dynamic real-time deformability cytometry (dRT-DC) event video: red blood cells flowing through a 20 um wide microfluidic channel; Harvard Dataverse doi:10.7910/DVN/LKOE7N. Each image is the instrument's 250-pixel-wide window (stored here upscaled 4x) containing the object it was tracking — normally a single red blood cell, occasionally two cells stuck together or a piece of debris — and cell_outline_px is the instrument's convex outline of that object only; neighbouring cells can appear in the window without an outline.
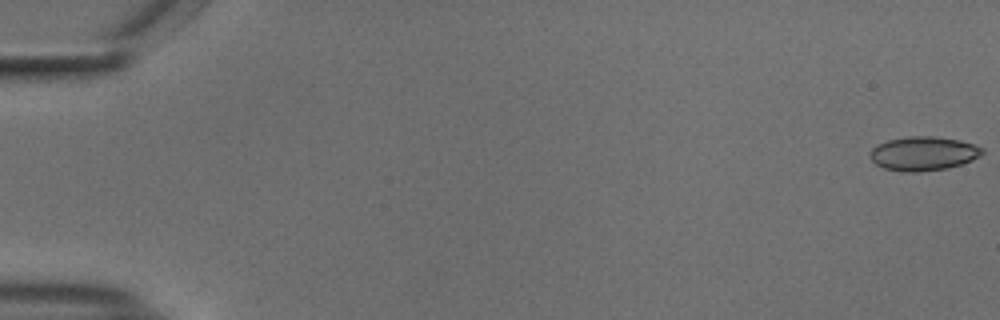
{"species": "common noctule bat (a hibernating species)", "species_latin": "Nyctalus noctula", "temperature_condition": "cold", "stored_images_in_passage": 55, "camera_frame_rate_fps": 3000, "um_per_image_px": 0.085, "animal": {"sex": "male", "body_mass_g": 18.8}, "frame": {"image": 1, "passage_image": 1, "time_ms": 0.0, "image_size_px": [1000, 320], "cell_outline_px": [[984, 152], [980, 156], [972, 160], [948, 168], [920, 172], [904, 172], [884, 168], [876, 164], [872, 160], [872, 148], [888, 140], [908, 136], [932, 136], [960, 140], [984, 148]], "centroid_in_image_um": [78.52, 13.05], "position_along_channel_um": 6.5, "area_um2": 22.08}}
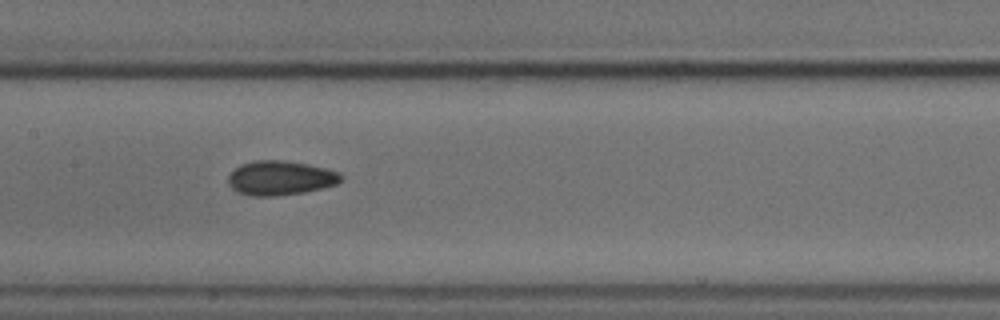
{"frame": {"image": 2, "passage_image": 28, "time_ms": 9.0, "image_size_px": [1000, 320], "cell_outline_px": [[344, 176], [336, 184], [304, 192], [276, 196], [252, 196], [236, 192], [228, 184], [228, 176], [240, 164], [256, 160], [284, 160], [308, 164], [340, 172]], "centroid_in_image_um": [23.81, 15.13], "position_along_channel_um": 183.6, "area_um2": 22.6}}
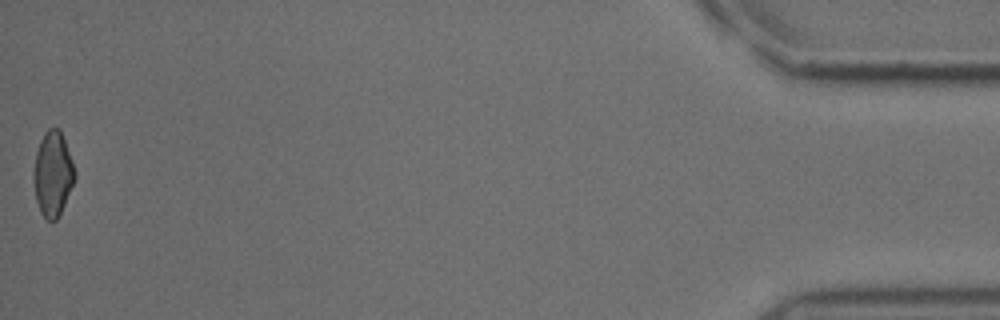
{"frame": {"image": 3, "passage_image": 55, "time_ms": 18.0, "image_size_px": [1000, 320], "cell_outline_px": [[76, 176], [64, 204], [56, 220], [48, 220], [40, 212], [36, 200], [32, 176], [32, 172], [36, 152], [40, 140], [44, 132], [48, 128], [60, 128], [72, 160], [76, 172]], "centroid_in_image_um": [4.47, 14.74], "position_along_channel_um": 430.7, "area_um2": 20.35}, "authors_computed_cell_mechanics": {"area_um2": 21.8484, "velocity_mm_per_s": 3.7441, "shape_relaxation_time_tau1_ms": null, "shape_relaxation_time_tau2_ms": 3.2459, "deformation_change_tau1": null, "deformation_change_tau2": 0.0626}}